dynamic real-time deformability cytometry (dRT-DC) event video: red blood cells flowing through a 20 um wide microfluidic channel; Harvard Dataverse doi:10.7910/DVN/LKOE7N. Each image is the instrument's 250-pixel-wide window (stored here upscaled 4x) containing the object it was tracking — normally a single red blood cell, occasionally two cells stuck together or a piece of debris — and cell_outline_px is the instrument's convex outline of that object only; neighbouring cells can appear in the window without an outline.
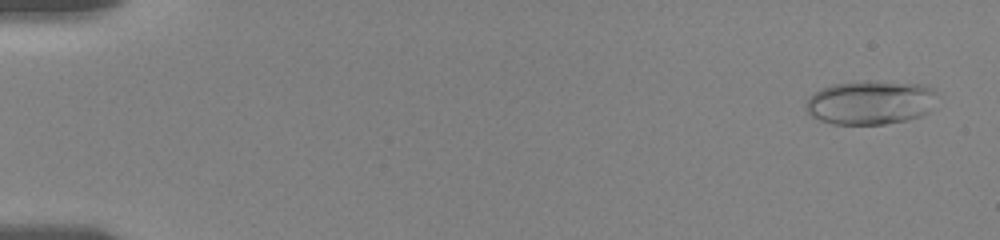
{"species": "human", "species_latin": "Homo sapiens", "temperature_condition": "room temperature", "stored_images_in_passage": 56, "camera_frame_rate_fps": 3000, "um_per_image_px": 0.085, "donor": {"sex": "female"}, "frame": {"image": 1, "passage_image": 3, "time_ms": 0.667, "image_size_px": [1000, 240], "cell_outline_px": [[936, 92], [928, 112], [920, 116], [908, 120], [884, 124], [832, 124], [820, 120], [812, 116], [808, 112], [804, 104], [820, 88], [832, 84], [864, 80], [924, 84], [932, 88]], "centroid_in_image_um": [73.97, 8.7], "position_along_channel_um": 11.0, "area_um2": 33.64}}
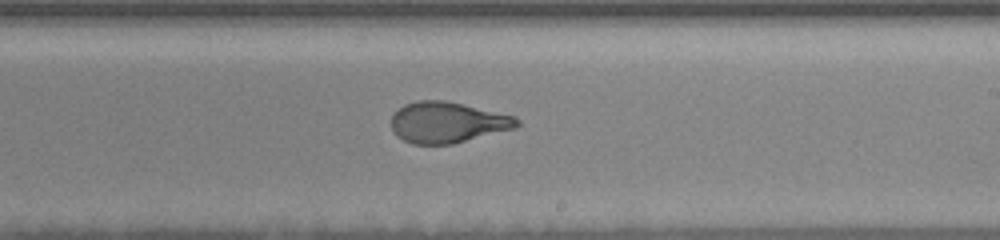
{"frame": {"image": 2, "passage_image": 35, "time_ms": 11.333, "image_size_px": [1000, 240], "cell_outline_px": [[520, 124], [516, 128], [452, 144], [412, 144], [396, 136], [392, 128], [392, 116], [404, 104], [420, 100], [444, 100], [516, 116], [520, 120]], "centroid_in_image_um": [38.05, 10.4], "position_along_channel_um": 250.9, "area_um2": 29.88}}
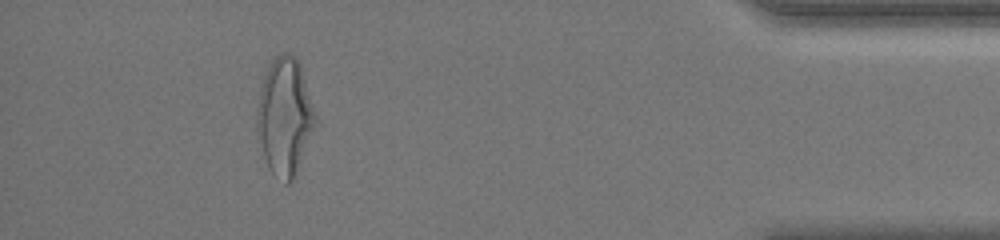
{"frame": {"image": 3, "passage_image": 52, "time_ms": 17.0, "image_size_px": [1000, 240], "cell_outline_px": [[316, 124], [292, 180], [288, 184], [284, 184], [268, 168], [264, 156], [256, 120], [256, 108], [260, 88], [268, 64], [276, 56], [284, 52], [288, 52], [296, 56], [300, 60], [316, 116]], "centroid_in_image_um": [24.2, 9.83], "position_along_channel_um": 411.0, "area_um2": 39.65}, "authors_computed_cell_mechanics": {"area_um2": 30.8652, "velocity_mm_per_s": 3.6381, "shape_relaxation_time_tau1_ms": 4.19, "shape_relaxation_time_tau2_ms": 1.1534, "deformation_change_tau1": 0.1995, "deformation_change_tau2": 0.072}}